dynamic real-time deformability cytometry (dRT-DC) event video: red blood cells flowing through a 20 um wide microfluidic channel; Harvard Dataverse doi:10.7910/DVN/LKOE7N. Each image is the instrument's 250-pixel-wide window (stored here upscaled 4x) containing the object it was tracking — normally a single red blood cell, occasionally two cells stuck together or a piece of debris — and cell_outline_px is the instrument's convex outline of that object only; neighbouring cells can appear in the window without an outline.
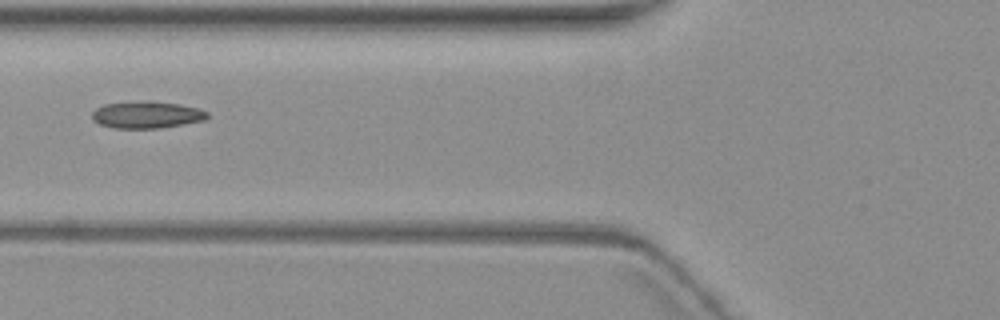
{"species": "common noctule bat (a hibernating species)", "species_latin": "Nyctalus noctula", "temperature_condition": "warm", "stored_images_in_passage": 2, "camera_frame_rate_fps": 3000, "um_per_image_px": 0.085, "animal": {"sex": "female", "body_mass_g": 19.3, "forearm_length_mm": 54.1}, "frame": {"image": 1, "passage_image": 2, "time_ms": 1.333, "image_size_px": [1000, 320], "cell_outline_px": [[208, 120], [160, 128], [112, 128], [100, 124], [92, 120], [92, 112], [96, 108], [104, 104], [136, 100], [144, 100], [180, 104], [200, 108], [208, 112]], "centroid_in_image_um": [12.48, 9.74], "position_along_channel_um": 113.3, "area_um2": 18.5}}